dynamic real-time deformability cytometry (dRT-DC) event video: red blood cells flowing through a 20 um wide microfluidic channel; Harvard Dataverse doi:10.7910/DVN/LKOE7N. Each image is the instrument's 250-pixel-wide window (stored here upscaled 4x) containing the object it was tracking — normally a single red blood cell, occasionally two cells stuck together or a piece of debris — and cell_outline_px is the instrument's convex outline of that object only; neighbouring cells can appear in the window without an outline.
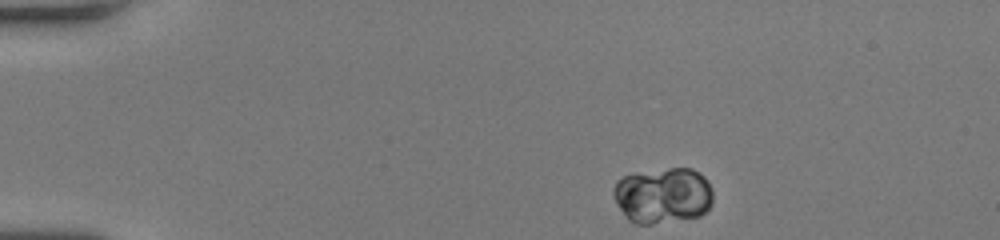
{"species": "human", "species_latin": "Homo sapiens", "temperature_condition": "room temperature", "stored_images_in_passage": 45, "camera_frame_rate_fps": 3000, "um_per_image_px": 0.085, "donor": {"sex": "female"}, "frame": {"image": 1, "passage_image": 1, "time_ms": 0.0, "image_size_px": [1000, 240], "cell_outline_px": [[712, 204], [700, 216], [648, 224], [636, 224], [616, 204], [612, 192], [612, 188], [616, 180], [624, 176], [668, 168], [692, 168], [700, 172], [708, 180], [712, 192]], "centroid_in_image_um": [56.36, 16.59], "position_along_channel_um": 28.6, "area_um2": 32.14}}
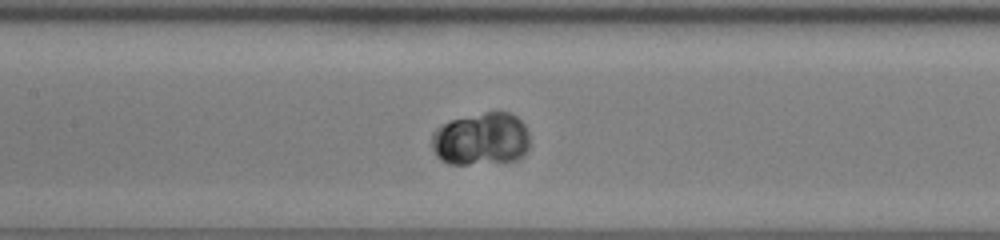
{"frame": {"image": 2, "passage_image": 18, "time_ms": 5.667, "image_size_px": [1000, 240], "cell_outline_px": [[528, 148], [524, 156], [516, 160], [468, 164], [448, 164], [440, 160], [436, 156], [432, 148], [432, 132], [436, 128], [452, 120], [484, 112], [508, 112], [516, 116], [524, 124], [528, 132]], "centroid_in_image_um": [40.89, 11.82], "position_along_channel_um": 166.5, "area_um2": 30.17}}
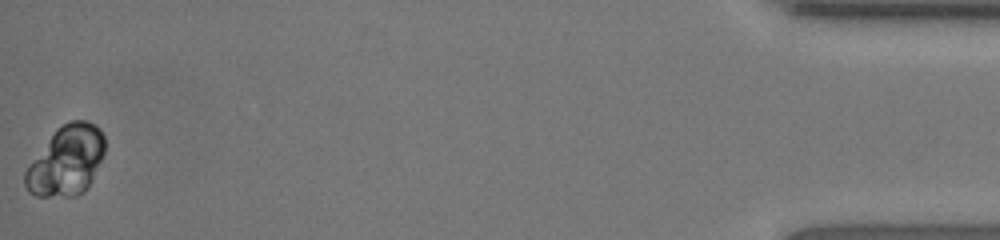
{"frame": {"image": 3, "passage_image": 45, "time_ms": 14.667, "image_size_px": [1000, 240], "cell_outline_px": [[104, 152], [88, 188], [84, 192], [72, 196], [36, 196], [28, 192], [24, 184], [24, 172], [28, 164], [56, 128], [72, 120], [88, 120], [100, 128], [104, 136]], "centroid_in_image_um": [5.61, 13.66], "position_along_channel_um": 429.6, "area_um2": 32.43}, "authors_computed_cell_mechanics": {"area_um2": 30.4606, "velocity_mm_per_s": 3.9161, "shape_relaxation_time_tau1_ms": 1.6287, "shape_relaxation_time_tau2_ms": null, "deformation_change_tau1": 0.0278, "deformation_change_tau2": null}}